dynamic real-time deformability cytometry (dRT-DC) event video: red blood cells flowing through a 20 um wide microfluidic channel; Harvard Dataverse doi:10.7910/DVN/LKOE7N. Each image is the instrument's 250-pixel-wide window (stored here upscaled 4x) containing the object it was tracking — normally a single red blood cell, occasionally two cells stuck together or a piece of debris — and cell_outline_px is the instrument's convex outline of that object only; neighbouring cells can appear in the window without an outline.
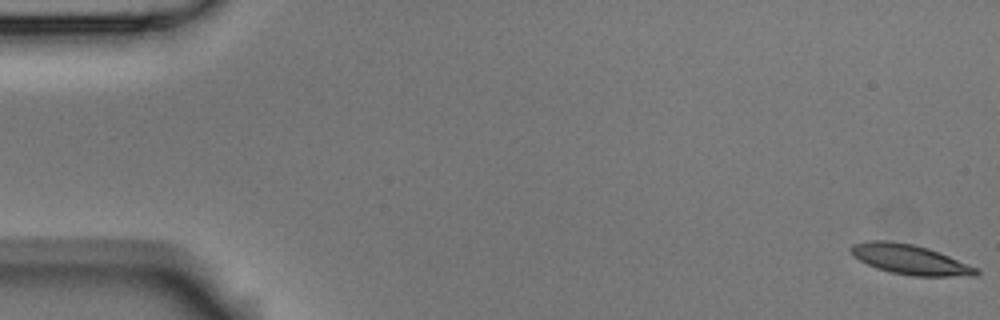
{"species": "Egyptian fruit bat (a non-hibernating species)", "species_latin": "Rousettus aegyptiacus", "temperature_condition": "room temperature", "stored_images_in_passage": 54, "camera_frame_rate_fps": 3000, "um_per_image_px": 0.085, "animal": {"sex": "male"}, "frame": {"image": 1, "passage_image": 1, "time_ms": 0.0, "image_size_px": [1000, 320], "cell_outline_px": [[980, 272], [976, 276], [912, 276], [888, 272], [876, 268], [860, 260], [848, 248], [852, 244], [868, 240], [888, 240], [912, 244], [928, 248], [940, 252], [980, 268]], "centroid_in_image_um": [77.4, 22.06], "position_along_channel_um": 7.6, "area_um2": 22.02}}
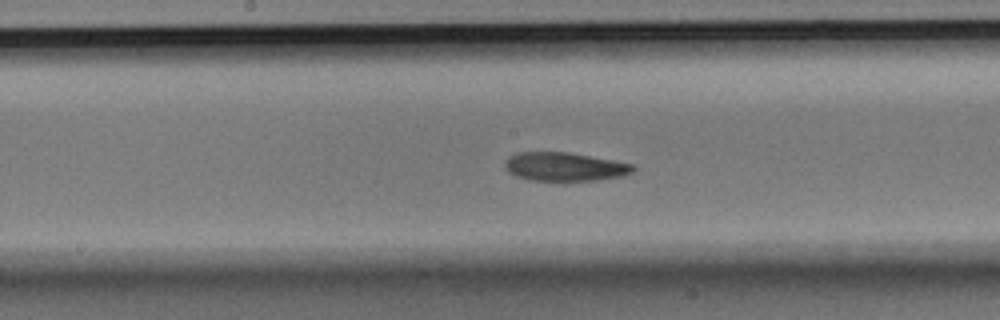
{"frame": {"image": 2, "passage_image": 28, "time_ms": 9.0, "image_size_px": [1000, 320], "cell_outline_px": [[636, 168], [632, 172], [624, 176], [596, 180], [564, 184], [528, 180], [516, 176], [508, 172], [504, 168], [504, 160], [508, 156], [520, 152], [568, 152], [612, 160], [632, 164]], "centroid_in_image_um": [47.95, 14.22], "position_along_channel_um": 200.3, "area_um2": 22.37}}
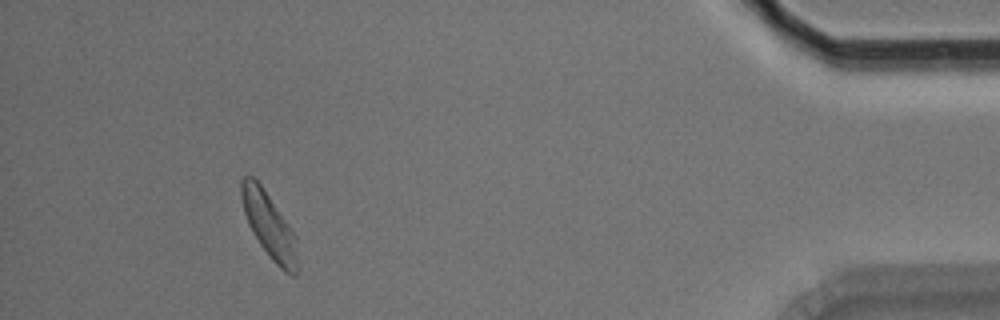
{"frame": {"image": 3, "passage_image": 50, "time_ms": 16.333, "image_size_px": [1000, 320], "cell_outline_px": [[296, 276], [292, 276], [284, 272], [272, 260], [260, 244], [252, 232], [248, 224], [244, 212], [240, 196], [240, 180], [244, 176], [252, 176], [260, 184], [288, 224], [296, 236]], "centroid_in_image_um": [22.84, 19.15], "position_along_channel_um": 412.4, "area_um2": 20.98}, "authors_computed_cell_mechanics": {"area_um2": 21.9351, "velocity_mm_per_s": 3.7255, "shape_relaxation_time_tau1_ms": 9.1886, "shape_relaxation_time_tau2_ms": 4.6134, "deformation_change_tau1": 0.1948, "deformation_change_tau2": 0.1092}}